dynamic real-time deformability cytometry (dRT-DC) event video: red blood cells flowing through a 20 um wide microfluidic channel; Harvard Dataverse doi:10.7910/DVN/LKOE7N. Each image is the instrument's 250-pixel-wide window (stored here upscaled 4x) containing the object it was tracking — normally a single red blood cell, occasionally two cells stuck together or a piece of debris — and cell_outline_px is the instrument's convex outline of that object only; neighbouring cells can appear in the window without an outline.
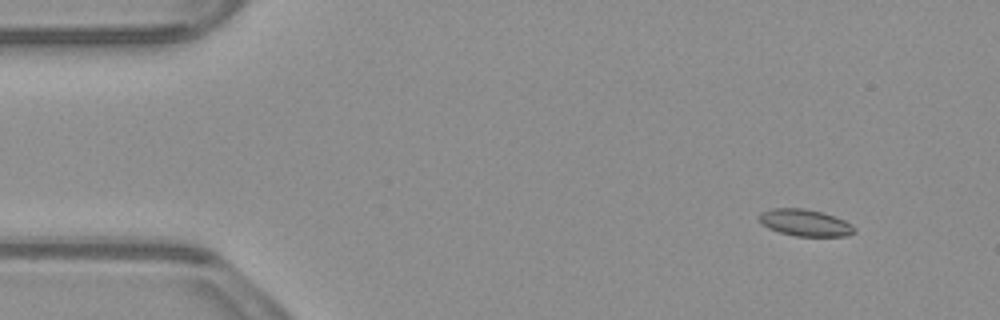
{"species": "common noctule bat (a hibernating species)", "species_latin": "Nyctalus noctula", "temperature_condition": "warm", "stored_images_in_passage": 50, "camera_frame_rate_fps": 3000, "um_per_image_px": 0.085, "animal": {"sex": "male", "body_mass_g": 23.1, "forearm_length_mm": 52.7}, "frame": {"image": 1, "passage_image": 1, "time_ms": 0.0, "image_size_px": [1000, 320], "cell_outline_px": [[856, 232], [848, 236], [796, 236], [780, 232], [768, 228], [756, 216], [760, 212], [772, 208], [804, 208], [820, 212], [844, 220], [852, 224], [856, 228]], "centroid_in_image_um": [68.43, 18.93], "position_along_channel_um": 16.6, "area_um2": 14.85}}
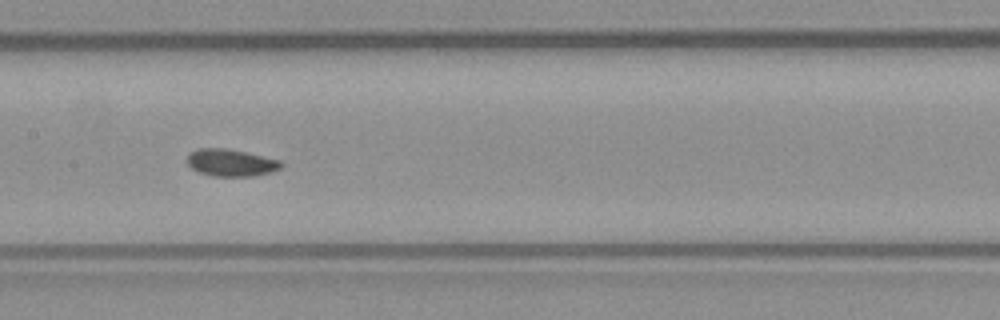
{"frame": {"image": 2, "passage_image": 22, "time_ms": 7.0, "image_size_px": [1000, 320], "cell_outline_px": [[284, 164], [280, 168], [272, 172], [252, 176], [212, 176], [200, 172], [192, 168], [188, 164], [188, 156], [192, 152], [200, 148], [224, 148], [244, 152], [280, 160]], "centroid_in_image_um": [19.66, 13.84], "position_along_channel_um": 187.7, "area_um2": 14.62}}
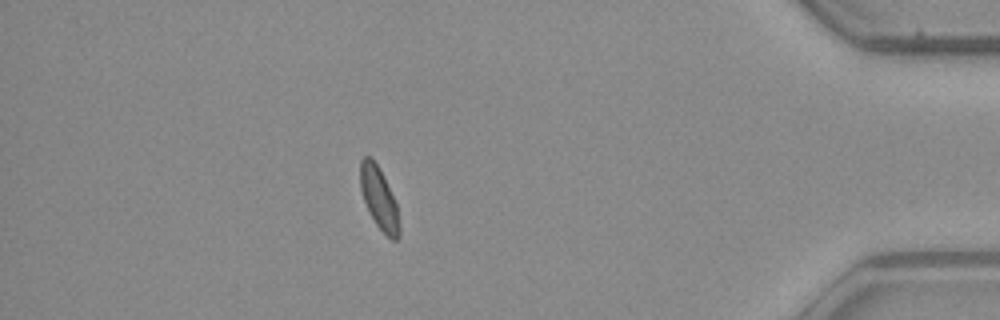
{"frame": {"image": 3, "passage_image": 43, "time_ms": 14.0, "image_size_px": [1000, 320], "cell_outline_px": [[400, 236], [396, 240], [392, 240], [376, 224], [364, 200], [360, 188], [360, 160], [364, 156], [372, 156], [380, 168], [396, 204], [400, 224]], "centroid_in_image_um": [32.22, 16.81], "position_along_channel_um": 403.0, "area_um2": 13.99}, "authors_computed_cell_mechanics": {"area_um2": 14.739, "velocity_mm_per_s": 3.8088, "shape_relaxation_time_tau1_ms": 5.9255, "shape_relaxation_time_tau2_ms": 2.9447, "deformation_change_tau1": 0.0977, "deformation_change_tau2": 0.0818}}